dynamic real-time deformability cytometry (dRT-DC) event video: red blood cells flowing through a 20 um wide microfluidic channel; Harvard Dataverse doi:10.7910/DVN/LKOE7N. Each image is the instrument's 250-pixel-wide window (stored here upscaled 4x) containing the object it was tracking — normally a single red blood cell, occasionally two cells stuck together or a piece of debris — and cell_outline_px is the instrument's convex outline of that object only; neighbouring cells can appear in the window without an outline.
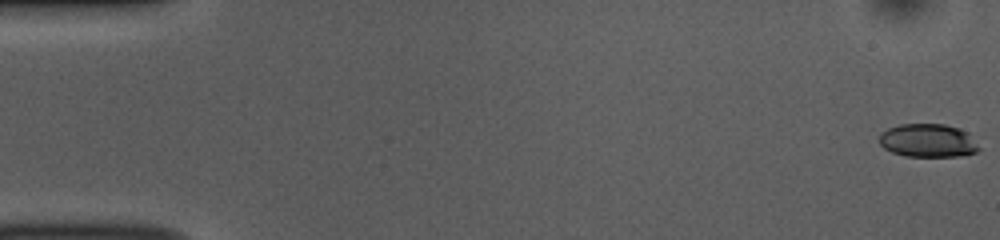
{"species": "common noctule bat (a hibernating species)", "species_latin": "Nyctalus noctula", "temperature_condition": "room temperature", "stored_images_in_passage": 52, "camera_frame_rate_fps": 3000, "um_per_image_px": 0.085, "animal": {"sex": "female", "body_mass_g": 10.0, "forearm_length_mm": 53.1}, "frame": {"image": 1, "passage_image": 1, "time_ms": 0.0, "image_size_px": [1000, 240], "cell_outline_px": [[980, 148], [976, 152], [960, 156], [904, 156], [892, 152], [884, 148], [880, 144], [880, 132], [888, 128], [900, 124], [944, 124], [960, 128], [968, 132]], "centroid_in_image_um": [78.87, 11.94], "position_along_channel_um": 6.1, "area_um2": 19.42}}
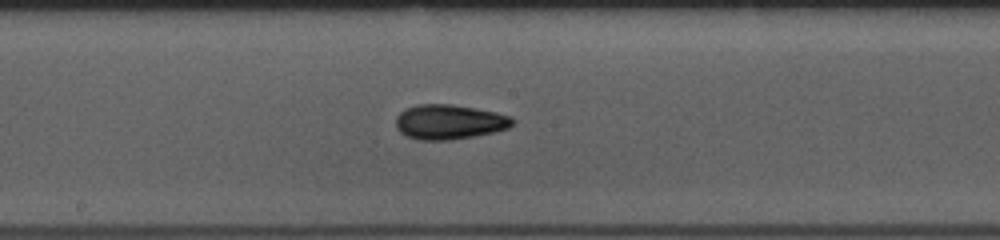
{"frame": {"image": 2, "passage_image": 28, "time_ms": 9.0, "image_size_px": [1000, 240], "cell_outline_px": [[516, 120], [508, 128], [492, 132], [472, 136], [448, 140], [420, 140], [408, 136], [400, 132], [396, 128], [396, 116], [404, 108], [416, 104], [452, 104], [476, 108], [496, 112], [512, 116]], "centroid_in_image_um": [38.17, 10.34], "position_along_channel_um": 210.0, "area_um2": 23.7}}
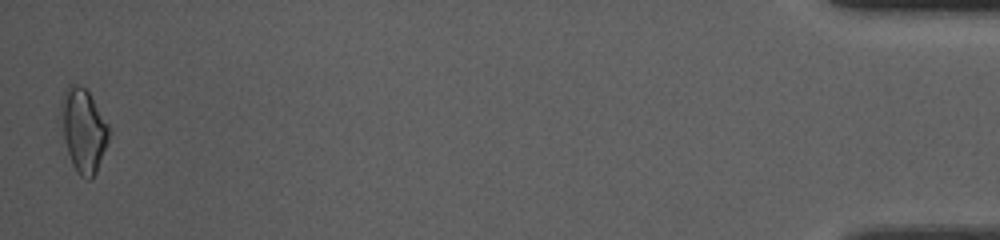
{"frame": {"image": 3, "passage_image": 52, "time_ms": 17.0, "image_size_px": [1000, 240], "cell_outline_px": [[112, 132], [96, 172], [88, 180], [80, 176], [76, 172], [72, 164], [64, 140], [60, 112], [60, 100], [64, 88], [68, 84], [76, 84], [84, 88], [88, 92], [108, 124]], "centroid_in_image_um": [7.08, 11.05], "position_along_channel_um": 428.1, "area_um2": 23.41}, "authors_computed_cell_mechanics": {"area_um2": 21.6461, "velocity_mm_per_s": 3.861, "shape_relaxation_time_tau1_ms": 5.2001, "shape_relaxation_time_tau2_ms": 2.9277, "deformation_change_tau1": 0.1307, "deformation_change_tau2": 0.0934}}